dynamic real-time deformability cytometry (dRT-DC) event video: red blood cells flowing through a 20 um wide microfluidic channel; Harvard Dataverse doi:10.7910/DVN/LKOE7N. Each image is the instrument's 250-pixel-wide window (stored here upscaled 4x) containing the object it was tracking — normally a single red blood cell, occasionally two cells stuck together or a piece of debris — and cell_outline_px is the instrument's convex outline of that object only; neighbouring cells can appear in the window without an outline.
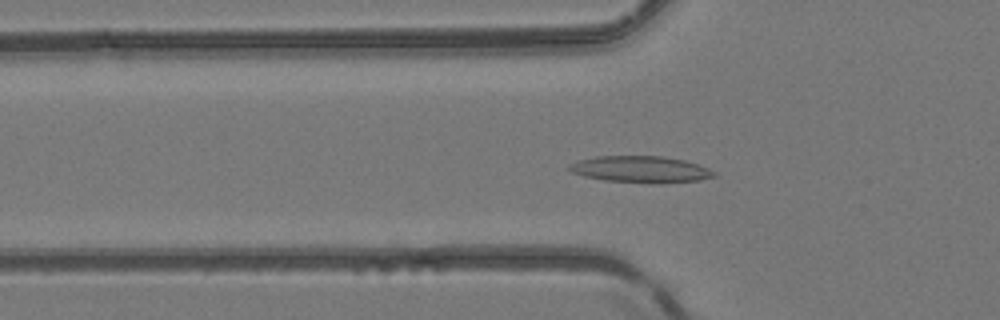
{"species": "common noctule bat (a hibernating species)", "species_latin": "Nyctalus noctula", "temperature_condition": "room temperature", "stored_images_in_passage": 45, "camera_frame_rate_fps": 3000, "um_per_image_px": 0.085, "animal": {"sex": "female", "body_mass_g": 24.6, "forearm_length_mm": 56.2}, "frame": {"image": 1, "passage_image": 18, "time_ms": 5.667, "image_size_px": [1000, 320], "cell_outline_px": [[716, 176], [700, 180], [664, 184], [648, 184], [604, 180], [584, 176], [572, 172], [568, 168], [568, 164], [580, 160], [596, 156], [664, 156], [684, 160], [708, 168], [716, 172]], "centroid_in_image_um": [54.48, 14.41], "position_along_channel_um": 71.3, "area_um2": 22.72}}
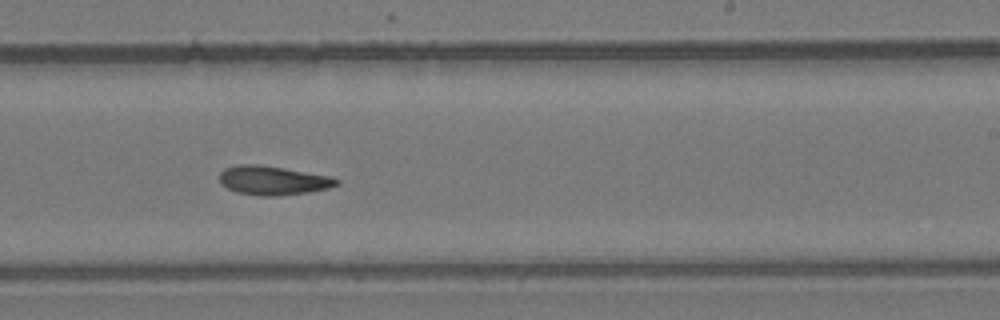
{"frame": {"image": 2, "passage_image": 32, "time_ms": 10.333, "image_size_px": [1000, 320], "cell_outline_px": [[340, 184], [328, 188], [308, 192], [280, 196], [260, 196], [236, 192], [220, 184], [220, 172], [224, 168], [236, 164], [260, 164], [332, 176], [340, 180]], "centroid_in_image_um": [23.2, 15.33], "position_along_channel_um": 265.8, "area_um2": 20.06}}
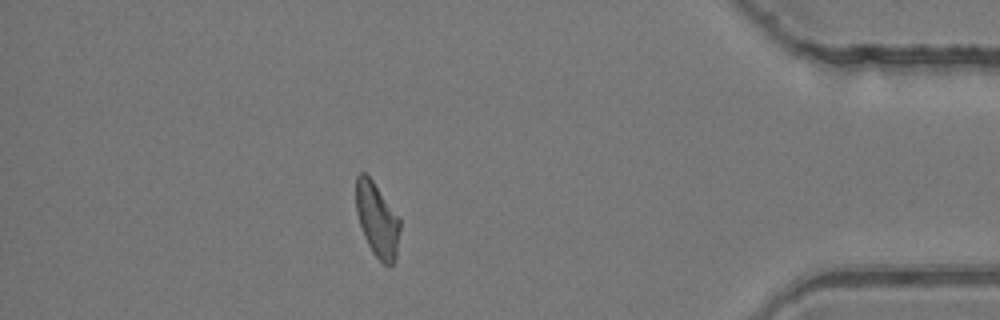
{"frame": {"image": 3, "passage_image": 45, "time_ms": 14.667, "image_size_px": [1000, 320], "cell_outline_px": [[400, 228], [396, 260], [388, 268], [372, 252], [364, 236], [356, 212], [356, 176], [360, 172], [364, 172], [372, 180], [400, 220]], "centroid_in_image_um": [32.05, 18.72], "position_along_channel_um": 403.1, "area_um2": 18.79}}